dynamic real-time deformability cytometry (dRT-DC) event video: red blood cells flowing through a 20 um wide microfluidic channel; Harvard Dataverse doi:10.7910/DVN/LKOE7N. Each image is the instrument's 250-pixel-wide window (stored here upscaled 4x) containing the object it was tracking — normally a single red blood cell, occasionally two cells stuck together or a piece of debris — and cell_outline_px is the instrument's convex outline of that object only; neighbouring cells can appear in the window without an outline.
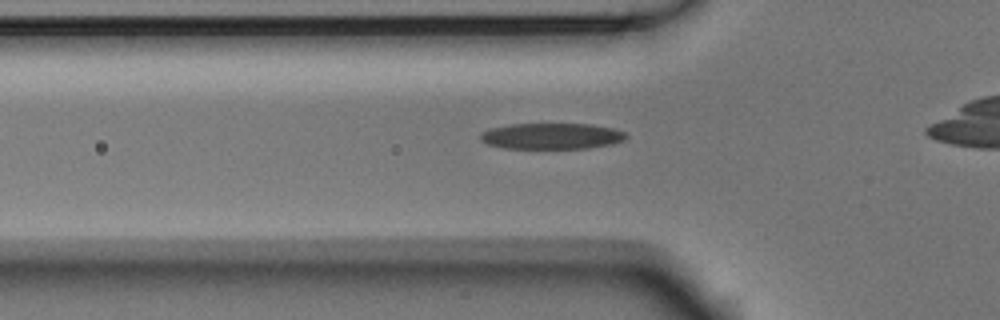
{"species": "Egyptian fruit bat (a non-hibernating species)", "species_latin": "Rousettus aegyptiacus", "temperature_condition": "room temperature", "stored_images_in_passage": 28, "camera_frame_rate_fps": 3000, "um_per_image_px": 0.085, "animal": {"sex": "male"}, "frame": {"image": 1, "passage_image": 2, "time_ms": 0.333, "image_size_px": [1000, 320], "cell_outline_px": [[628, 136], [624, 140], [612, 144], [588, 148], [504, 148], [488, 144], [480, 140], [480, 136], [484, 132], [492, 128], [512, 124], [588, 124], [612, 128], [624, 132]], "centroid_in_image_um": [46.91, 11.57], "position_along_channel_um": 78.9, "area_um2": 21.85}}
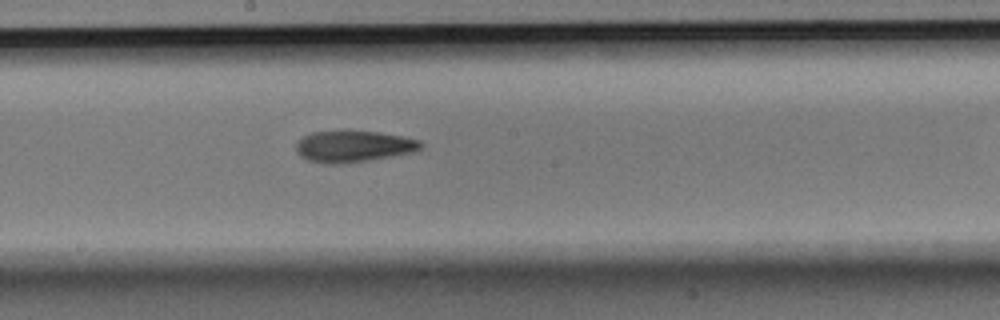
{"frame": {"image": 2, "passage_image": 13, "time_ms": 4.0, "image_size_px": [1000, 320], "cell_outline_px": [[424, 144], [420, 148], [412, 152], [368, 160], [336, 164], [332, 164], [308, 160], [300, 156], [296, 152], [296, 144], [304, 136], [312, 132], [380, 132], [420, 140]], "centroid_in_image_um": [30.04, 12.45], "position_along_channel_um": 218.2, "area_um2": 22.25}}
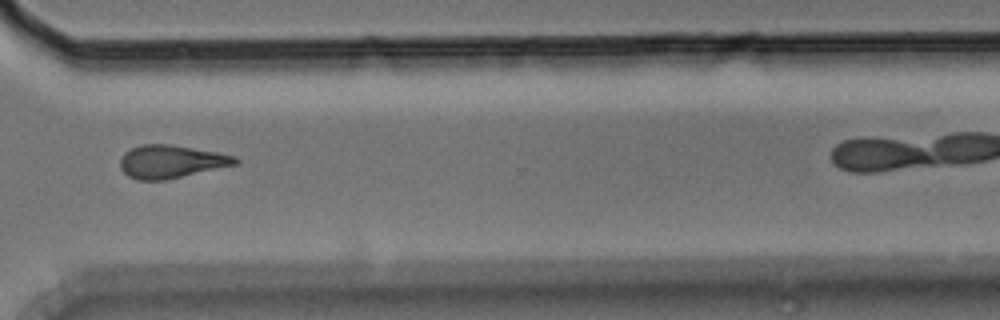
{"frame": {"image": 3, "passage_image": 24, "time_ms": 7.667, "image_size_px": [1000, 320], "cell_outline_px": [[240, 164], [164, 180], [136, 180], [128, 176], [120, 168], [120, 160], [124, 152], [140, 144], [172, 144], [220, 152], [236, 156], [240, 160]], "centroid_in_image_um": [14.58, 13.72], "position_along_channel_um": 356.0, "area_um2": 22.48}}